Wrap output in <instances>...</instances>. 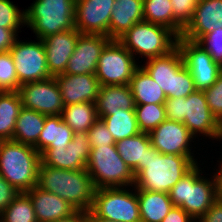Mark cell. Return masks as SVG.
<instances>
[{
    "label": "cell",
    "instance_id": "3",
    "mask_svg": "<svg viewBox=\"0 0 222 222\" xmlns=\"http://www.w3.org/2000/svg\"><path fill=\"white\" fill-rule=\"evenodd\" d=\"M164 105L166 118L183 122L195 138L203 136L213 143L222 140V124L209 109L203 91L196 90L186 98H167Z\"/></svg>",
    "mask_w": 222,
    "mask_h": 222
},
{
    "label": "cell",
    "instance_id": "50",
    "mask_svg": "<svg viewBox=\"0 0 222 222\" xmlns=\"http://www.w3.org/2000/svg\"><path fill=\"white\" fill-rule=\"evenodd\" d=\"M219 191H220V196L222 197V189H219Z\"/></svg>",
    "mask_w": 222,
    "mask_h": 222
},
{
    "label": "cell",
    "instance_id": "37",
    "mask_svg": "<svg viewBox=\"0 0 222 222\" xmlns=\"http://www.w3.org/2000/svg\"><path fill=\"white\" fill-rule=\"evenodd\" d=\"M20 86L11 53H0V92L18 91Z\"/></svg>",
    "mask_w": 222,
    "mask_h": 222
},
{
    "label": "cell",
    "instance_id": "1",
    "mask_svg": "<svg viewBox=\"0 0 222 222\" xmlns=\"http://www.w3.org/2000/svg\"><path fill=\"white\" fill-rule=\"evenodd\" d=\"M37 187L54 193L74 208L89 212L92 206L95 186L86 169L67 170L40 164Z\"/></svg>",
    "mask_w": 222,
    "mask_h": 222
},
{
    "label": "cell",
    "instance_id": "38",
    "mask_svg": "<svg viewBox=\"0 0 222 222\" xmlns=\"http://www.w3.org/2000/svg\"><path fill=\"white\" fill-rule=\"evenodd\" d=\"M198 0H171L174 12V33L181 37L183 29L191 21Z\"/></svg>",
    "mask_w": 222,
    "mask_h": 222
},
{
    "label": "cell",
    "instance_id": "39",
    "mask_svg": "<svg viewBox=\"0 0 222 222\" xmlns=\"http://www.w3.org/2000/svg\"><path fill=\"white\" fill-rule=\"evenodd\" d=\"M196 91L190 71L183 64L173 75L171 83V98H186Z\"/></svg>",
    "mask_w": 222,
    "mask_h": 222
},
{
    "label": "cell",
    "instance_id": "16",
    "mask_svg": "<svg viewBox=\"0 0 222 222\" xmlns=\"http://www.w3.org/2000/svg\"><path fill=\"white\" fill-rule=\"evenodd\" d=\"M114 0H76L75 28L82 34L109 37V23Z\"/></svg>",
    "mask_w": 222,
    "mask_h": 222
},
{
    "label": "cell",
    "instance_id": "28",
    "mask_svg": "<svg viewBox=\"0 0 222 222\" xmlns=\"http://www.w3.org/2000/svg\"><path fill=\"white\" fill-rule=\"evenodd\" d=\"M46 115L22 108L17 117L13 141L33 146L38 151V138L43 129Z\"/></svg>",
    "mask_w": 222,
    "mask_h": 222
},
{
    "label": "cell",
    "instance_id": "45",
    "mask_svg": "<svg viewBox=\"0 0 222 222\" xmlns=\"http://www.w3.org/2000/svg\"><path fill=\"white\" fill-rule=\"evenodd\" d=\"M196 222H222V197L220 196Z\"/></svg>",
    "mask_w": 222,
    "mask_h": 222
},
{
    "label": "cell",
    "instance_id": "10",
    "mask_svg": "<svg viewBox=\"0 0 222 222\" xmlns=\"http://www.w3.org/2000/svg\"><path fill=\"white\" fill-rule=\"evenodd\" d=\"M139 63L118 40H111L102 50L95 76L101 86L129 85Z\"/></svg>",
    "mask_w": 222,
    "mask_h": 222
},
{
    "label": "cell",
    "instance_id": "8",
    "mask_svg": "<svg viewBox=\"0 0 222 222\" xmlns=\"http://www.w3.org/2000/svg\"><path fill=\"white\" fill-rule=\"evenodd\" d=\"M96 189L134 186L135 176L115 145L93 146L86 167Z\"/></svg>",
    "mask_w": 222,
    "mask_h": 222
},
{
    "label": "cell",
    "instance_id": "30",
    "mask_svg": "<svg viewBox=\"0 0 222 222\" xmlns=\"http://www.w3.org/2000/svg\"><path fill=\"white\" fill-rule=\"evenodd\" d=\"M18 91L0 92V138L12 140L15 123L22 109Z\"/></svg>",
    "mask_w": 222,
    "mask_h": 222
},
{
    "label": "cell",
    "instance_id": "4",
    "mask_svg": "<svg viewBox=\"0 0 222 222\" xmlns=\"http://www.w3.org/2000/svg\"><path fill=\"white\" fill-rule=\"evenodd\" d=\"M195 165L188 156L162 154L150 145L147 148L145 168L135 177L134 187L169 193Z\"/></svg>",
    "mask_w": 222,
    "mask_h": 222
},
{
    "label": "cell",
    "instance_id": "7",
    "mask_svg": "<svg viewBox=\"0 0 222 222\" xmlns=\"http://www.w3.org/2000/svg\"><path fill=\"white\" fill-rule=\"evenodd\" d=\"M178 36L169 28L142 21L134 24L117 40L137 61L163 56L177 46ZM144 58V59H143Z\"/></svg>",
    "mask_w": 222,
    "mask_h": 222
},
{
    "label": "cell",
    "instance_id": "49",
    "mask_svg": "<svg viewBox=\"0 0 222 222\" xmlns=\"http://www.w3.org/2000/svg\"><path fill=\"white\" fill-rule=\"evenodd\" d=\"M88 222H116L104 218L95 217L90 211L88 212Z\"/></svg>",
    "mask_w": 222,
    "mask_h": 222
},
{
    "label": "cell",
    "instance_id": "9",
    "mask_svg": "<svg viewBox=\"0 0 222 222\" xmlns=\"http://www.w3.org/2000/svg\"><path fill=\"white\" fill-rule=\"evenodd\" d=\"M89 211L95 217L116 222H141L134 186L96 189Z\"/></svg>",
    "mask_w": 222,
    "mask_h": 222
},
{
    "label": "cell",
    "instance_id": "12",
    "mask_svg": "<svg viewBox=\"0 0 222 222\" xmlns=\"http://www.w3.org/2000/svg\"><path fill=\"white\" fill-rule=\"evenodd\" d=\"M179 48L185 67L190 71L196 90L210 88L222 72V66L215 62L208 51L196 41L178 37Z\"/></svg>",
    "mask_w": 222,
    "mask_h": 222
},
{
    "label": "cell",
    "instance_id": "17",
    "mask_svg": "<svg viewBox=\"0 0 222 222\" xmlns=\"http://www.w3.org/2000/svg\"><path fill=\"white\" fill-rule=\"evenodd\" d=\"M110 41L105 35L81 33L64 74H95L102 50Z\"/></svg>",
    "mask_w": 222,
    "mask_h": 222
},
{
    "label": "cell",
    "instance_id": "13",
    "mask_svg": "<svg viewBox=\"0 0 222 222\" xmlns=\"http://www.w3.org/2000/svg\"><path fill=\"white\" fill-rule=\"evenodd\" d=\"M149 136L151 145L159 153L188 156L198 164V159L195 157L196 154H194L196 149L194 145H196V141L203 140V137L202 139L198 138V140H195L197 138L189 132L183 122L166 119L152 130Z\"/></svg>",
    "mask_w": 222,
    "mask_h": 222
},
{
    "label": "cell",
    "instance_id": "26",
    "mask_svg": "<svg viewBox=\"0 0 222 222\" xmlns=\"http://www.w3.org/2000/svg\"><path fill=\"white\" fill-rule=\"evenodd\" d=\"M141 222H161L174 206L169 193L136 189Z\"/></svg>",
    "mask_w": 222,
    "mask_h": 222
},
{
    "label": "cell",
    "instance_id": "5",
    "mask_svg": "<svg viewBox=\"0 0 222 222\" xmlns=\"http://www.w3.org/2000/svg\"><path fill=\"white\" fill-rule=\"evenodd\" d=\"M41 154L30 145L3 140L0 145V173L19 192L37 186Z\"/></svg>",
    "mask_w": 222,
    "mask_h": 222
},
{
    "label": "cell",
    "instance_id": "23",
    "mask_svg": "<svg viewBox=\"0 0 222 222\" xmlns=\"http://www.w3.org/2000/svg\"><path fill=\"white\" fill-rule=\"evenodd\" d=\"M144 21L143 0H114L109 23V38L117 40L134 24Z\"/></svg>",
    "mask_w": 222,
    "mask_h": 222
},
{
    "label": "cell",
    "instance_id": "43",
    "mask_svg": "<svg viewBox=\"0 0 222 222\" xmlns=\"http://www.w3.org/2000/svg\"><path fill=\"white\" fill-rule=\"evenodd\" d=\"M20 192L9 184L0 173V214L18 196Z\"/></svg>",
    "mask_w": 222,
    "mask_h": 222
},
{
    "label": "cell",
    "instance_id": "47",
    "mask_svg": "<svg viewBox=\"0 0 222 222\" xmlns=\"http://www.w3.org/2000/svg\"><path fill=\"white\" fill-rule=\"evenodd\" d=\"M54 222H88V212L77 210L71 216L56 220Z\"/></svg>",
    "mask_w": 222,
    "mask_h": 222
},
{
    "label": "cell",
    "instance_id": "36",
    "mask_svg": "<svg viewBox=\"0 0 222 222\" xmlns=\"http://www.w3.org/2000/svg\"><path fill=\"white\" fill-rule=\"evenodd\" d=\"M0 27L15 29L25 27V10H20L11 0H0Z\"/></svg>",
    "mask_w": 222,
    "mask_h": 222
},
{
    "label": "cell",
    "instance_id": "33",
    "mask_svg": "<svg viewBox=\"0 0 222 222\" xmlns=\"http://www.w3.org/2000/svg\"><path fill=\"white\" fill-rule=\"evenodd\" d=\"M143 19L165 26L174 32V12L171 0H143Z\"/></svg>",
    "mask_w": 222,
    "mask_h": 222
},
{
    "label": "cell",
    "instance_id": "29",
    "mask_svg": "<svg viewBox=\"0 0 222 222\" xmlns=\"http://www.w3.org/2000/svg\"><path fill=\"white\" fill-rule=\"evenodd\" d=\"M73 135L74 131L62 120L61 115L46 116L38 138V152L41 154L46 148L67 147Z\"/></svg>",
    "mask_w": 222,
    "mask_h": 222
},
{
    "label": "cell",
    "instance_id": "22",
    "mask_svg": "<svg viewBox=\"0 0 222 222\" xmlns=\"http://www.w3.org/2000/svg\"><path fill=\"white\" fill-rule=\"evenodd\" d=\"M141 66L151 78L161 87L166 98H171L172 75L184 64L182 54L176 46L169 53L149 58Z\"/></svg>",
    "mask_w": 222,
    "mask_h": 222
},
{
    "label": "cell",
    "instance_id": "31",
    "mask_svg": "<svg viewBox=\"0 0 222 222\" xmlns=\"http://www.w3.org/2000/svg\"><path fill=\"white\" fill-rule=\"evenodd\" d=\"M62 120L75 132H88L98 120L95 103L83 102L64 106Z\"/></svg>",
    "mask_w": 222,
    "mask_h": 222
},
{
    "label": "cell",
    "instance_id": "41",
    "mask_svg": "<svg viewBox=\"0 0 222 222\" xmlns=\"http://www.w3.org/2000/svg\"><path fill=\"white\" fill-rule=\"evenodd\" d=\"M90 146H109L115 145V140L109 132L106 124L98 118L93 126L88 130Z\"/></svg>",
    "mask_w": 222,
    "mask_h": 222
},
{
    "label": "cell",
    "instance_id": "2",
    "mask_svg": "<svg viewBox=\"0 0 222 222\" xmlns=\"http://www.w3.org/2000/svg\"><path fill=\"white\" fill-rule=\"evenodd\" d=\"M201 165L203 164H196L169 192L173 205L181 207L195 221L200 219L220 197L215 172H211L213 175L202 174V169L208 166L201 168Z\"/></svg>",
    "mask_w": 222,
    "mask_h": 222
},
{
    "label": "cell",
    "instance_id": "6",
    "mask_svg": "<svg viewBox=\"0 0 222 222\" xmlns=\"http://www.w3.org/2000/svg\"><path fill=\"white\" fill-rule=\"evenodd\" d=\"M76 0H35L25 10V26L35 39L75 28Z\"/></svg>",
    "mask_w": 222,
    "mask_h": 222
},
{
    "label": "cell",
    "instance_id": "27",
    "mask_svg": "<svg viewBox=\"0 0 222 222\" xmlns=\"http://www.w3.org/2000/svg\"><path fill=\"white\" fill-rule=\"evenodd\" d=\"M129 87L136 105L164 104L167 99L161 87L141 65L134 72Z\"/></svg>",
    "mask_w": 222,
    "mask_h": 222
},
{
    "label": "cell",
    "instance_id": "48",
    "mask_svg": "<svg viewBox=\"0 0 222 222\" xmlns=\"http://www.w3.org/2000/svg\"><path fill=\"white\" fill-rule=\"evenodd\" d=\"M221 158H218L220 159L219 161L217 160V162L219 164H217L218 168L215 170L213 167L212 169L215 171V174H216V177H217V183H218V186H219V189H222V156H220Z\"/></svg>",
    "mask_w": 222,
    "mask_h": 222
},
{
    "label": "cell",
    "instance_id": "24",
    "mask_svg": "<svg viewBox=\"0 0 222 222\" xmlns=\"http://www.w3.org/2000/svg\"><path fill=\"white\" fill-rule=\"evenodd\" d=\"M135 106L129 85L100 86L95 101L98 116L112 115L118 109L135 110Z\"/></svg>",
    "mask_w": 222,
    "mask_h": 222
},
{
    "label": "cell",
    "instance_id": "34",
    "mask_svg": "<svg viewBox=\"0 0 222 222\" xmlns=\"http://www.w3.org/2000/svg\"><path fill=\"white\" fill-rule=\"evenodd\" d=\"M5 222H38L30 197L20 192L0 214Z\"/></svg>",
    "mask_w": 222,
    "mask_h": 222
},
{
    "label": "cell",
    "instance_id": "14",
    "mask_svg": "<svg viewBox=\"0 0 222 222\" xmlns=\"http://www.w3.org/2000/svg\"><path fill=\"white\" fill-rule=\"evenodd\" d=\"M18 93L22 107L46 116L61 115L64 103L55 77L22 84Z\"/></svg>",
    "mask_w": 222,
    "mask_h": 222
},
{
    "label": "cell",
    "instance_id": "32",
    "mask_svg": "<svg viewBox=\"0 0 222 222\" xmlns=\"http://www.w3.org/2000/svg\"><path fill=\"white\" fill-rule=\"evenodd\" d=\"M112 134L115 142L132 137L140 133L136 120L135 110L118 109L114 114L108 116H98Z\"/></svg>",
    "mask_w": 222,
    "mask_h": 222
},
{
    "label": "cell",
    "instance_id": "15",
    "mask_svg": "<svg viewBox=\"0 0 222 222\" xmlns=\"http://www.w3.org/2000/svg\"><path fill=\"white\" fill-rule=\"evenodd\" d=\"M91 146L87 132H75L67 147L46 148L41 153V163L58 169H86Z\"/></svg>",
    "mask_w": 222,
    "mask_h": 222
},
{
    "label": "cell",
    "instance_id": "19",
    "mask_svg": "<svg viewBox=\"0 0 222 222\" xmlns=\"http://www.w3.org/2000/svg\"><path fill=\"white\" fill-rule=\"evenodd\" d=\"M80 34L74 28L42 39L46 51L47 67L51 77L65 73Z\"/></svg>",
    "mask_w": 222,
    "mask_h": 222
},
{
    "label": "cell",
    "instance_id": "25",
    "mask_svg": "<svg viewBox=\"0 0 222 222\" xmlns=\"http://www.w3.org/2000/svg\"><path fill=\"white\" fill-rule=\"evenodd\" d=\"M151 145L149 133L140 132L135 136L119 140L115 143L122 160L133 171L136 177L144 168L147 148Z\"/></svg>",
    "mask_w": 222,
    "mask_h": 222
},
{
    "label": "cell",
    "instance_id": "44",
    "mask_svg": "<svg viewBox=\"0 0 222 222\" xmlns=\"http://www.w3.org/2000/svg\"><path fill=\"white\" fill-rule=\"evenodd\" d=\"M17 38L15 29L0 27V53L9 52Z\"/></svg>",
    "mask_w": 222,
    "mask_h": 222
},
{
    "label": "cell",
    "instance_id": "20",
    "mask_svg": "<svg viewBox=\"0 0 222 222\" xmlns=\"http://www.w3.org/2000/svg\"><path fill=\"white\" fill-rule=\"evenodd\" d=\"M64 106L83 102L95 103L100 83L95 74H61L55 76Z\"/></svg>",
    "mask_w": 222,
    "mask_h": 222
},
{
    "label": "cell",
    "instance_id": "46",
    "mask_svg": "<svg viewBox=\"0 0 222 222\" xmlns=\"http://www.w3.org/2000/svg\"><path fill=\"white\" fill-rule=\"evenodd\" d=\"M161 222H196L181 207L173 206Z\"/></svg>",
    "mask_w": 222,
    "mask_h": 222
},
{
    "label": "cell",
    "instance_id": "21",
    "mask_svg": "<svg viewBox=\"0 0 222 222\" xmlns=\"http://www.w3.org/2000/svg\"><path fill=\"white\" fill-rule=\"evenodd\" d=\"M31 199L38 222H54L74 214L77 209L54 193L34 186L25 192Z\"/></svg>",
    "mask_w": 222,
    "mask_h": 222
},
{
    "label": "cell",
    "instance_id": "11",
    "mask_svg": "<svg viewBox=\"0 0 222 222\" xmlns=\"http://www.w3.org/2000/svg\"><path fill=\"white\" fill-rule=\"evenodd\" d=\"M36 41H22L17 38L9 51L14 60L20 85L51 77L44 44L41 39Z\"/></svg>",
    "mask_w": 222,
    "mask_h": 222
},
{
    "label": "cell",
    "instance_id": "35",
    "mask_svg": "<svg viewBox=\"0 0 222 222\" xmlns=\"http://www.w3.org/2000/svg\"><path fill=\"white\" fill-rule=\"evenodd\" d=\"M136 120L141 132L150 133L166 120L164 104H144L135 106Z\"/></svg>",
    "mask_w": 222,
    "mask_h": 222
},
{
    "label": "cell",
    "instance_id": "18",
    "mask_svg": "<svg viewBox=\"0 0 222 222\" xmlns=\"http://www.w3.org/2000/svg\"><path fill=\"white\" fill-rule=\"evenodd\" d=\"M222 28V0H198L182 37L199 42L206 34Z\"/></svg>",
    "mask_w": 222,
    "mask_h": 222
},
{
    "label": "cell",
    "instance_id": "40",
    "mask_svg": "<svg viewBox=\"0 0 222 222\" xmlns=\"http://www.w3.org/2000/svg\"><path fill=\"white\" fill-rule=\"evenodd\" d=\"M203 93L212 114L222 124V72L216 82Z\"/></svg>",
    "mask_w": 222,
    "mask_h": 222
},
{
    "label": "cell",
    "instance_id": "42",
    "mask_svg": "<svg viewBox=\"0 0 222 222\" xmlns=\"http://www.w3.org/2000/svg\"><path fill=\"white\" fill-rule=\"evenodd\" d=\"M199 43L208 51L214 61L222 66V28L209 32Z\"/></svg>",
    "mask_w": 222,
    "mask_h": 222
}]
</instances>
